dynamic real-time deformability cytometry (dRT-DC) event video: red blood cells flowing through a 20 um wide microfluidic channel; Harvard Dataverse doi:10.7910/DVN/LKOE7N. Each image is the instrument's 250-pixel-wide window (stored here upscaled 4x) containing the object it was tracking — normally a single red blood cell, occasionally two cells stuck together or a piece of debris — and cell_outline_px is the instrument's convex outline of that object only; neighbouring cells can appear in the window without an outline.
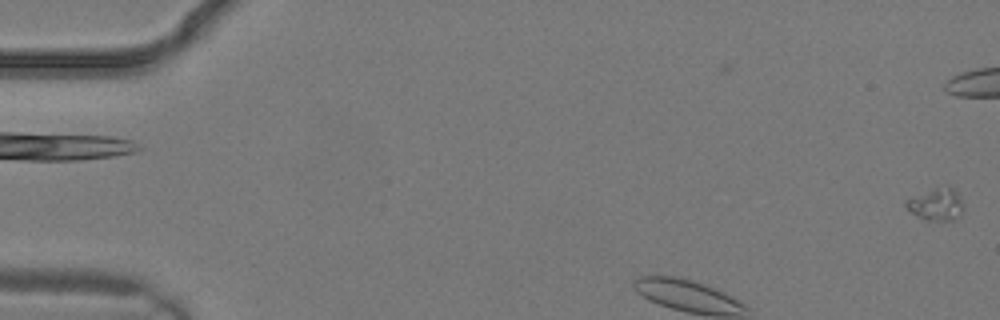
{"species": "common noctule bat (a hibernating species)", "species_latin": "Nyctalus noctula", "temperature_condition": "warm", "stored_images_in_passage": 3, "segment_of_instrument_passage": [1, 2], "camera_frame_rate_fps": 3000, "um_per_image_px": 0.085, "animal": {"sex": "male", "body_mass_g": 19.2, "forearm_length_mm": 51.8}, "frame": {"image": 1, "passage_image": 1, "time_ms": 0.0, "image_size_px": [1000, 320], "cell_outline_px": [[964, 208], [956, 220], [924, 220], [912, 212], [904, 204], [904, 200], [936, 188], [952, 188], [956, 192], [964, 204]], "centroid_in_image_um": [79.6, 17.4], "position_along_channel_um": 5.4, "area_um2": 10.46}}